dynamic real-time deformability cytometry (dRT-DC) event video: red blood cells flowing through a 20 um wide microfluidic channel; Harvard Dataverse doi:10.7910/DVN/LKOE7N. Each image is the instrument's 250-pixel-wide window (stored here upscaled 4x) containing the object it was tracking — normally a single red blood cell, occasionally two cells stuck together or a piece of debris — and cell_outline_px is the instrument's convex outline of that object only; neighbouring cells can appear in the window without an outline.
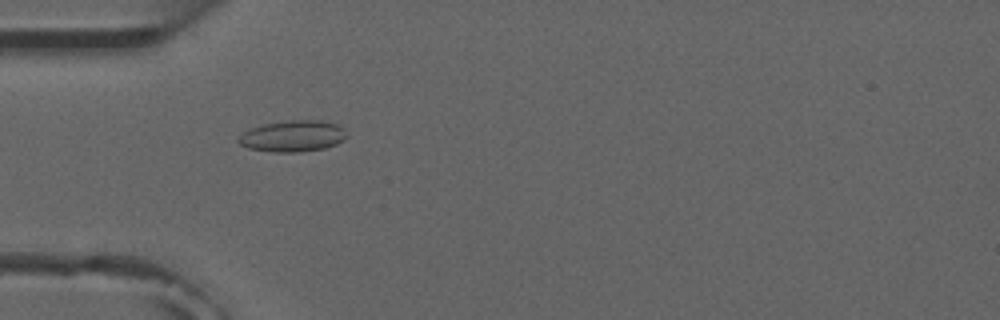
{"species": "common noctule bat (a hibernating species)", "species_latin": "Nyctalus noctula", "temperature_condition": "room temperature", "stored_images_in_passage": 3, "camera_frame_rate_fps": 3000, "um_per_image_px": 0.085, "animal": {"sex": "male", "forearm_length_mm": 52.5}, "frame": {"image": 1, "passage_image": 2, "time_ms": 1.333, "image_size_px": [1000, 320], "cell_outline_px": [[348, 136], [344, 140], [336, 144], [324, 148], [300, 152], [272, 152], [248, 148], [240, 144], [236, 140], [244, 132], [260, 124], [288, 120], [320, 120], [336, 124], [344, 128]], "centroid_in_image_um": [24.9, 11.56], "position_along_channel_um": 60.1, "area_um2": 19.88}}